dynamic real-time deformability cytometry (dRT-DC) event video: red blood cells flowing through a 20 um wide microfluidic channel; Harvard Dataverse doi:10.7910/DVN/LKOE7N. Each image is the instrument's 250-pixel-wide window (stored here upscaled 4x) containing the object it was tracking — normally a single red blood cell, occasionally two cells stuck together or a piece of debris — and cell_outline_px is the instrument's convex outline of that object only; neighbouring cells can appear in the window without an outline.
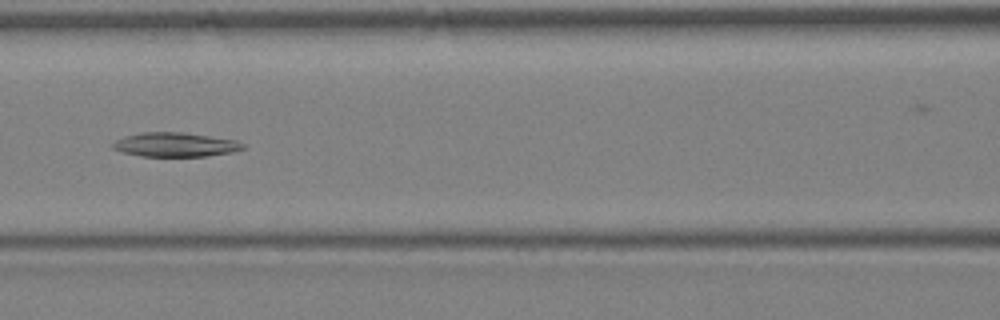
{"species": "Egyptian fruit bat (a non-hibernating species)", "species_latin": "Rousettus aegyptiacus", "temperature_condition": "warm", "stored_images_in_passage": 31, "camera_frame_rate_fps": 3000, "um_per_image_px": 0.085, "animal": {"sex": "female"}, "frame": {"image": 1, "passage_image": 11, "time_ms": 3.333, "image_size_px": [1000, 320], "cell_outline_px": [[244, 148], [232, 152], [204, 156], [140, 156], [124, 152], [112, 148], [112, 144], [116, 140], [124, 136], [140, 132], [184, 132], [236, 140], [244, 144]], "centroid_in_image_um": [14.88, 12.28], "position_along_channel_um": 151.7, "area_um2": 18.26}}
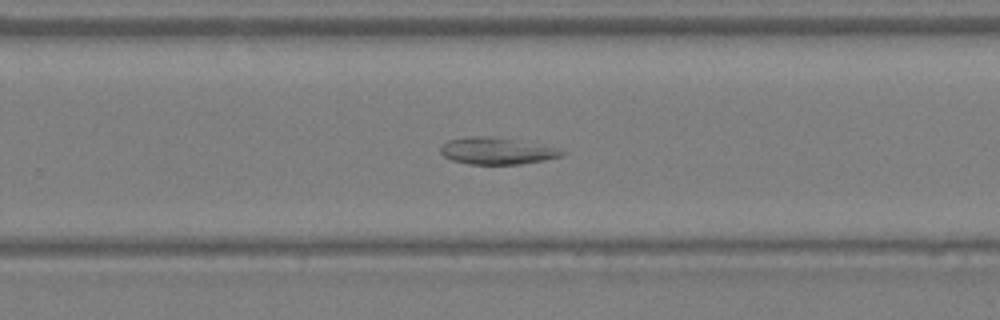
{"frame": {"image": 2, "passage_image": 18, "time_ms": 5.667, "image_size_px": [1000, 320], "cell_outline_px": [[568, 152], [564, 156], [544, 160], [520, 164], [468, 164], [452, 160], [444, 156], [440, 152], [440, 148], [448, 140], [464, 136], [496, 136], [520, 140], [556, 148]], "centroid_in_image_um": [42.24, 12.81], "position_along_channel_um": 287.6, "area_um2": 19.19}}
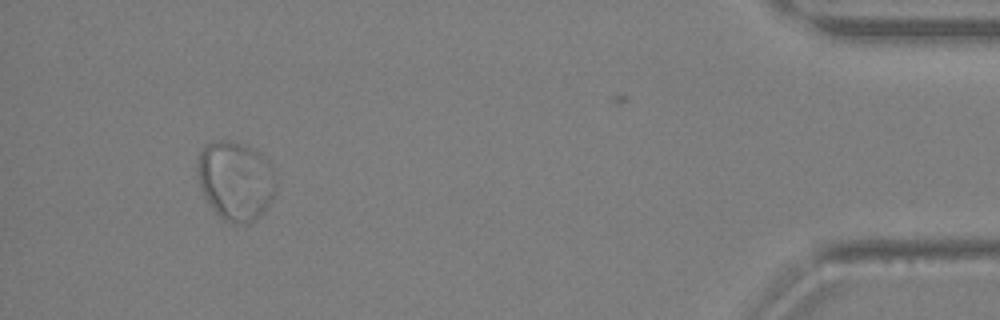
{"frame": {"image": 3, "passage_image": 28, "time_ms": 9.0, "image_size_px": [1000, 320], "cell_outline_px": [[276, 192], [268, 208], [252, 220], [244, 224], [232, 224], [224, 220], [212, 208], [204, 196], [200, 188], [200, 152], [204, 144], [216, 140], [228, 140], [244, 144], [260, 152], [268, 160], [276, 176]], "centroid_in_image_um": [20.08, 15.35], "position_along_channel_um": 415.1, "area_um2": 36.18}}